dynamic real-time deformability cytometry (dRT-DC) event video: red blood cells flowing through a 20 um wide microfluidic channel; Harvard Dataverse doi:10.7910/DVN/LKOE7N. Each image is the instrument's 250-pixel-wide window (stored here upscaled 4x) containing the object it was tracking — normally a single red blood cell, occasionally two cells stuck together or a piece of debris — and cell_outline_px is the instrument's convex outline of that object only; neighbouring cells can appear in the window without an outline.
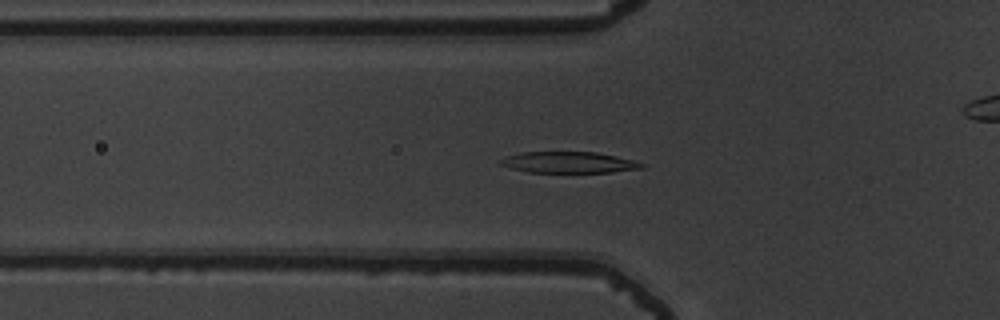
{"species": "common noctule bat (a hibernating species)", "species_latin": "Nyctalus noctula", "temperature_condition": "warm", "stored_images_in_passage": 50, "camera_frame_rate_fps": 3000, "um_per_image_px": 0.085, "animal": {"sex": "male", "body_mass_g": 19.5, "forearm_length_mm": 54.6}, "frame": {"image": 1, "passage_image": 14, "time_ms": 4.333, "image_size_px": [1000, 320], "cell_outline_px": [[644, 168], [612, 172], [528, 172], [512, 168], [500, 164], [500, 160], [508, 156], [520, 152], [596, 152], [636, 160], [644, 164]], "centroid_in_image_um": [48.4, 13.8], "position_along_channel_um": 77.4, "area_um2": 17.34}}
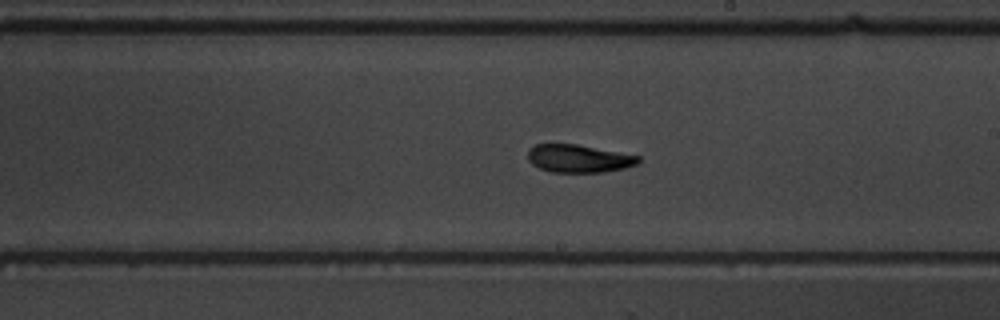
{"frame": {"image": 2, "passage_image": 27, "time_ms": 8.667, "image_size_px": [1000, 320], "cell_outline_px": [[640, 160], [636, 164], [624, 168], [604, 172], [552, 172], [540, 168], [532, 164], [528, 160], [528, 148], [536, 144], [576, 144], [640, 156]], "centroid_in_image_um": [49.16, 13.47], "position_along_channel_um": 239.8, "area_um2": 17.86}}
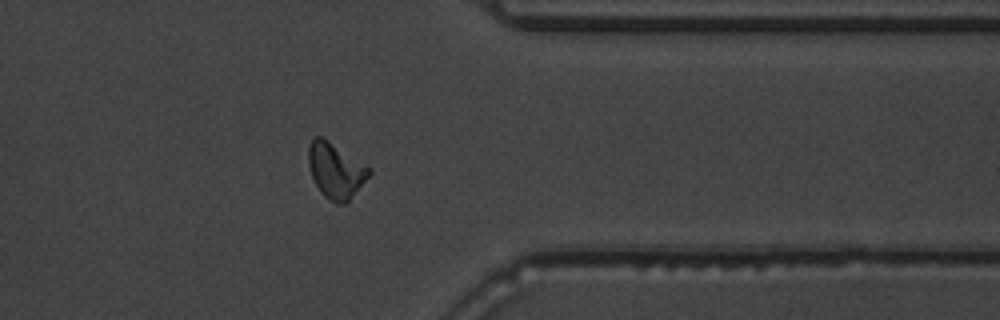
{"frame": {"image": 3, "passage_image": 39, "time_ms": 12.667, "image_size_px": [1000, 320], "cell_outline_px": [[372, 172], [348, 200], [344, 204], [336, 204], [324, 196], [320, 192], [312, 176], [308, 164], [308, 148], [312, 140], [316, 136], [320, 136], [328, 140], [372, 168]], "centroid_in_image_um": [28.53, 14.49], "position_along_channel_um": 382.9, "area_um2": 19.36}, "authors_computed_cell_mechanics": {"area_um2": 18.3226, "velocity_mm_per_s": 3.7493, "shape_relaxation_time_tau1_ms": 3.9309, "shape_relaxation_time_tau2_ms": 3.9258, "deformation_change_tau1": 0.2046, "deformation_change_tau2": 0.115}}